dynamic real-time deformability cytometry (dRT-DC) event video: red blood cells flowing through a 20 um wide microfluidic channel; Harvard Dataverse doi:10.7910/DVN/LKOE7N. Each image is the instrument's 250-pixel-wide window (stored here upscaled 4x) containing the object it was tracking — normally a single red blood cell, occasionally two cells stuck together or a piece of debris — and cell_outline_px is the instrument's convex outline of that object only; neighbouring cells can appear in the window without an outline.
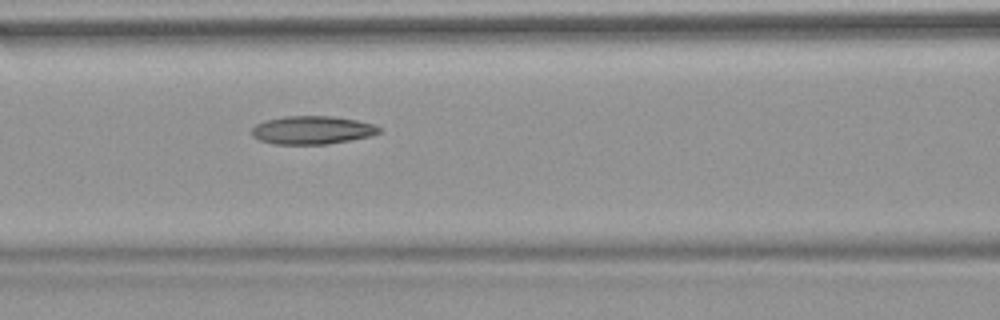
{"species": "common noctule bat (a hibernating species)", "species_latin": "Nyctalus noctula", "temperature_condition": "warm", "stored_images_in_passage": 36, "camera_frame_rate_fps": 3000, "um_per_image_px": 0.085, "animal": {"sex": "female", "body_mass_g": 18.4}, "frame": {"image": 1, "passage_image": 6, "time_ms": 1.667, "image_size_px": [1000, 320], "cell_outline_px": [[380, 132], [372, 136], [324, 144], [272, 144], [260, 140], [252, 136], [252, 128], [256, 124], [264, 120], [284, 116], [332, 116], [356, 120], [372, 124], [380, 128]], "centroid_in_image_um": [26.5, 11.05], "position_along_channel_um": 140.1, "area_um2": 20.87}}